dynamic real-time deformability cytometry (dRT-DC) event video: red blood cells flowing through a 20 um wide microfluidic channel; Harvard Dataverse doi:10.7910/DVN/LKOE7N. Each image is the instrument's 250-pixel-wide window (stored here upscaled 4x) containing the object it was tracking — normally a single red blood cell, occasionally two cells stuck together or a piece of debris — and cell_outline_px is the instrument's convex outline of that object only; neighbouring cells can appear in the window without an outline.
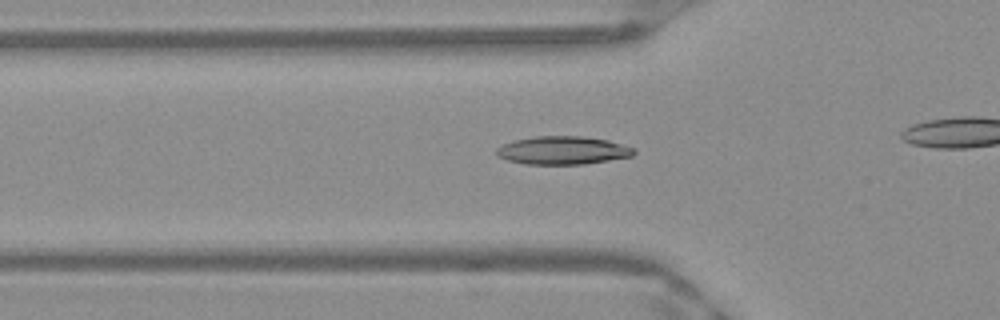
{"species": "Egyptian fruit bat (a non-hibernating species)", "species_latin": "Rousettus aegyptiacus", "temperature_condition": "warm", "stored_images_in_passage": 37, "camera_frame_rate_fps": 3000, "um_per_image_px": 0.085, "frame": {"image": 1, "passage_image": 13, "time_ms": 4.0, "image_size_px": [1000, 320], "cell_outline_px": [[636, 152], [632, 156], [584, 164], [524, 164], [508, 160], [496, 156], [496, 148], [500, 144], [516, 140], [536, 136], [580, 136], [608, 140], [636, 148]], "centroid_in_image_um": [47.82, 12.78], "position_along_channel_um": 78.0, "area_um2": 22.6}}
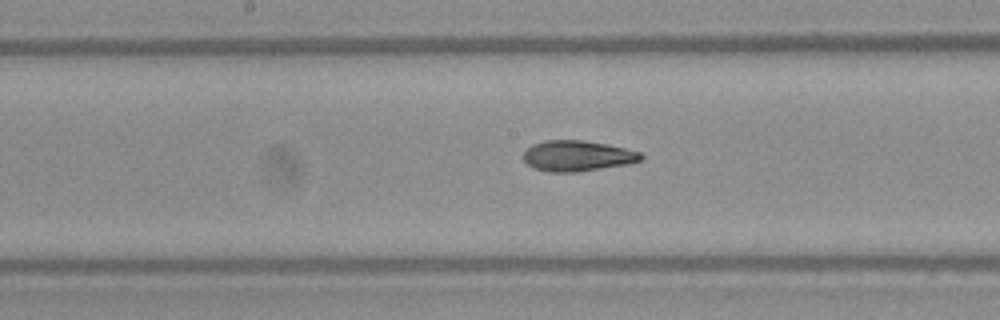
{"frame": {"image": 2, "passage_image": 22, "time_ms": 7.0, "image_size_px": [1000, 320], "cell_outline_px": [[644, 156], [640, 160], [624, 164], [576, 172], [548, 172], [532, 168], [524, 160], [524, 152], [532, 144], [544, 140], [580, 140], [608, 144], [640, 152]], "centroid_in_image_um": [49.03, 13.24], "position_along_channel_um": 199.2, "area_um2": 20.81}}
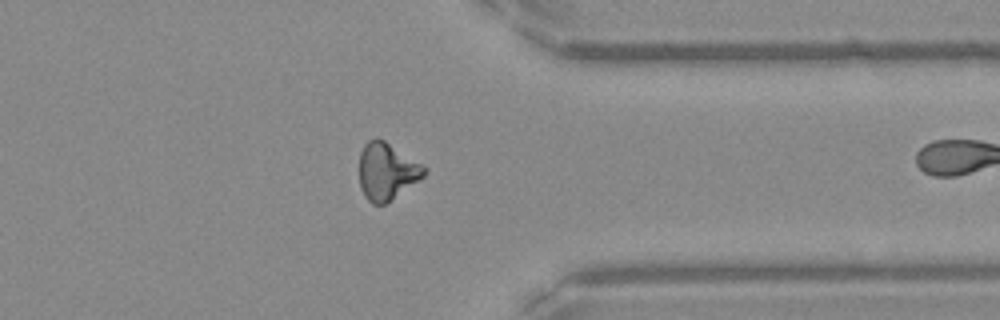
{"frame": {"image": 3, "passage_image": 36, "time_ms": 11.667, "image_size_px": [1000, 320], "cell_outline_px": [[428, 172], [420, 180], [384, 204], [372, 204], [364, 196], [360, 188], [360, 152], [364, 144], [368, 140], [376, 136], [384, 140], [424, 164], [428, 168]], "centroid_in_image_um": [32.9, 14.54], "position_along_channel_um": 378.5, "area_um2": 21.85}}